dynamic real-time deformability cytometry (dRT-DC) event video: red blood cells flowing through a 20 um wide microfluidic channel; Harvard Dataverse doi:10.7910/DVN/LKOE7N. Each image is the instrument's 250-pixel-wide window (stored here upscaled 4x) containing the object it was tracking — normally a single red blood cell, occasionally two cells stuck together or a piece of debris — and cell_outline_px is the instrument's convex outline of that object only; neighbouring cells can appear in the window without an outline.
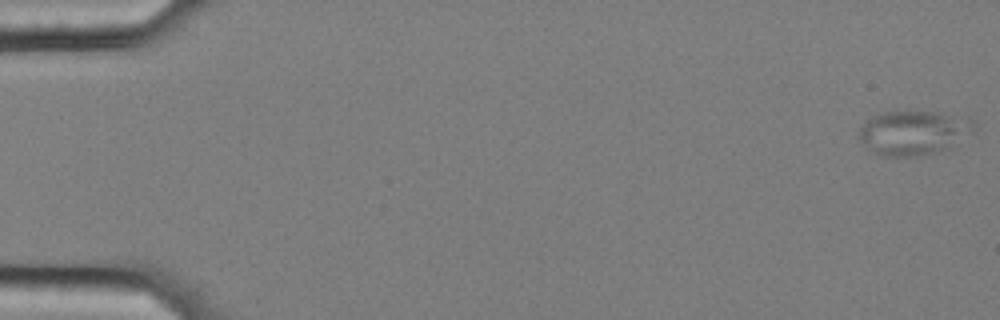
{"species": "common noctule bat (a hibernating species)", "species_latin": "Nyctalus noctula", "temperature_condition": "cold", "stored_images_in_passage": 57, "camera_frame_rate_fps": 3000, "um_per_image_px": 0.085, "animal": {"sex": "female", "body_mass_g": 25.1}, "frame": {"image": 1, "passage_image": 1, "time_ms": 0.0, "image_size_px": [1000, 320], "cell_outline_px": [[976, 128], [972, 132], [948, 148], [936, 152], [912, 156], [884, 156], [872, 152], [860, 140], [860, 124], [872, 116], [884, 112], [932, 112], [968, 116], [976, 124]], "centroid_in_image_um": [77.66, 11.26], "position_along_channel_um": 7.3, "area_um2": 29.59}}
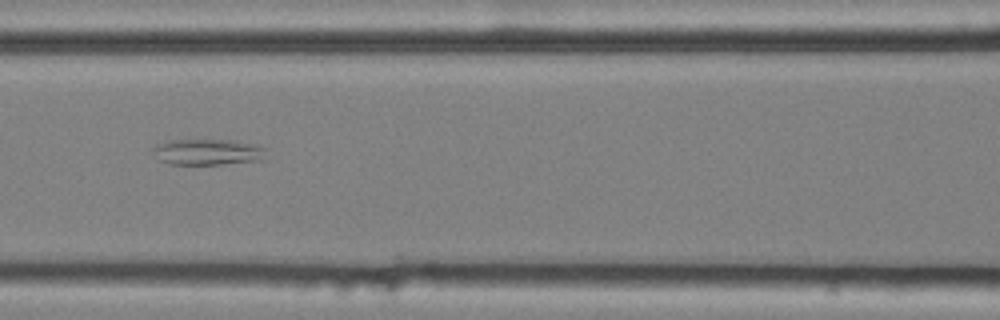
{"frame": {"image": 2, "passage_image": 26, "time_ms": 8.333, "image_size_px": [1000, 320], "cell_outline_px": [[268, 148], [260, 160], [220, 164], [168, 164], [160, 160], [152, 148], [156, 144], [168, 140], [236, 140], [256, 144]], "centroid_in_image_um": [17.67, 12.9], "position_along_channel_um": 148.9, "area_um2": 17.11}}
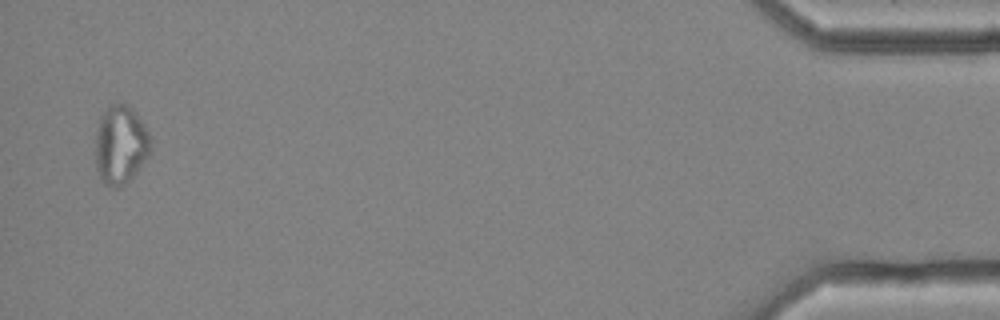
{"frame": {"image": 3, "passage_image": 56, "time_ms": 18.333, "image_size_px": [1000, 320], "cell_outline_px": [[152, 148], [148, 156], [136, 172], [124, 184], [116, 188], [104, 184], [100, 180], [96, 168], [96, 128], [100, 116], [108, 104], [124, 104], [132, 108], [144, 124], [152, 140]], "centroid_in_image_um": [10.24, 12.3], "position_along_channel_um": 425.0, "area_um2": 25.49}, "authors_computed_cell_mechanics": {"area_um2": 22.8888, "velocity_mm_per_s": 3.5754, "shape_relaxation_time_tau1_ms": null, "shape_relaxation_time_tau2_ms": 1.1369, "deformation_change_tau1": null, "deformation_change_tau2": 0.0867}}